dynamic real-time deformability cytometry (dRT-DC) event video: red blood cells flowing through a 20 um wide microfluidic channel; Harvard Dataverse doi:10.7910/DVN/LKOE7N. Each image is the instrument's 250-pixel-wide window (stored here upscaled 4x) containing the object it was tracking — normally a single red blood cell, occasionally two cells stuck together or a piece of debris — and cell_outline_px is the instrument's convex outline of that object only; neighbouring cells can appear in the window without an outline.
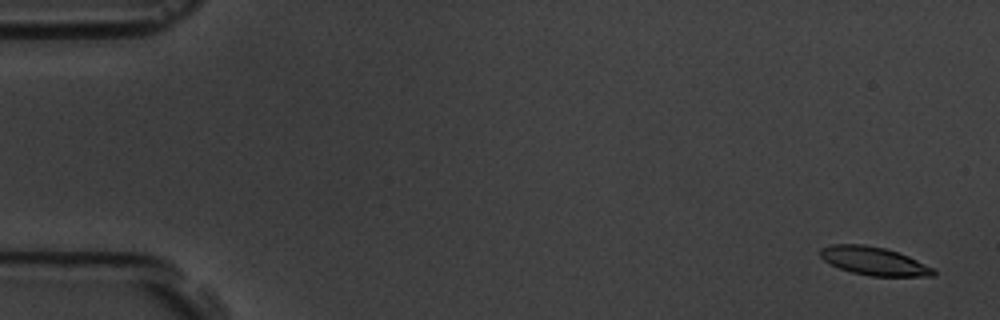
{"species": "common noctule bat (a hibernating species)", "species_latin": "Nyctalus noctula", "temperature_condition": "room temperature", "stored_images_in_passage": 6, "camera_frame_rate_fps": 3000, "um_per_image_px": 0.085, "animal": {"sex": "male", "body_mass_g": 19.5, "forearm_length_mm": 54.6}, "frame": {"image": 1, "passage_image": 1, "time_ms": 0.0, "image_size_px": [1000, 320], "cell_outline_px": [[936, 276], [868, 276], [852, 272], [840, 268], [824, 260], [820, 256], [820, 248], [832, 244], [864, 244], [884, 248], [908, 256], [936, 268]], "centroid_in_image_um": [74.32, 22.19], "position_along_channel_um": 10.7, "area_um2": 18.67}}
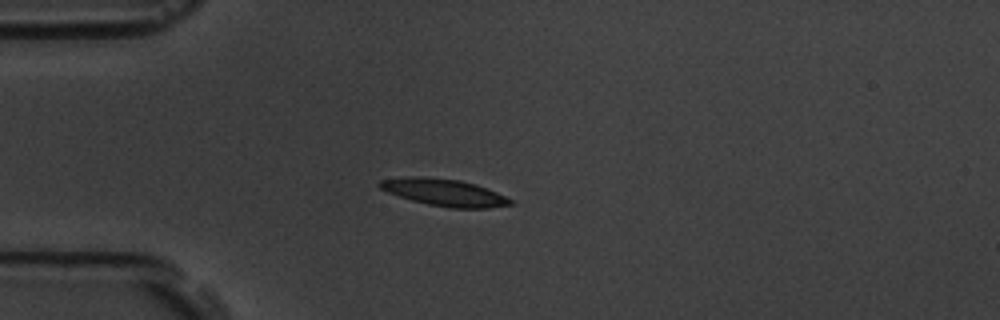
{"frame": {"image": 2, "passage_image": 5, "time_ms": 4.333, "image_size_px": [1000, 320], "cell_outline_px": [[512, 204], [488, 208], [448, 208], [428, 204], [412, 200], [388, 192], [380, 188], [376, 184], [380, 180], [416, 176], [420, 176], [460, 180], [476, 184], [496, 192], [512, 200]], "centroid_in_image_um": [37.75, 16.36], "position_along_channel_um": 47.2, "area_um2": 20.35}}
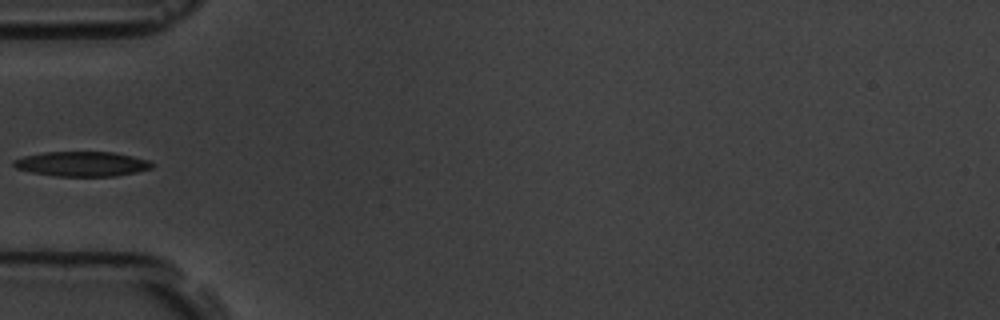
{"frame": {"image": 3, "passage_image": 6, "time_ms": 5.667, "image_size_px": [1000, 320], "cell_outline_px": [[152, 168], [136, 172], [116, 176], [56, 176], [32, 172], [16, 168], [12, 164], [12, 160], [24, 156], [44, 152], [112, 152], [132, 156], [148, 160], [152, 164]], "centroid_in_image_um": [6.94, 13.93], "position_along_channel_um": 78.1, "area_um2": 19.88}}